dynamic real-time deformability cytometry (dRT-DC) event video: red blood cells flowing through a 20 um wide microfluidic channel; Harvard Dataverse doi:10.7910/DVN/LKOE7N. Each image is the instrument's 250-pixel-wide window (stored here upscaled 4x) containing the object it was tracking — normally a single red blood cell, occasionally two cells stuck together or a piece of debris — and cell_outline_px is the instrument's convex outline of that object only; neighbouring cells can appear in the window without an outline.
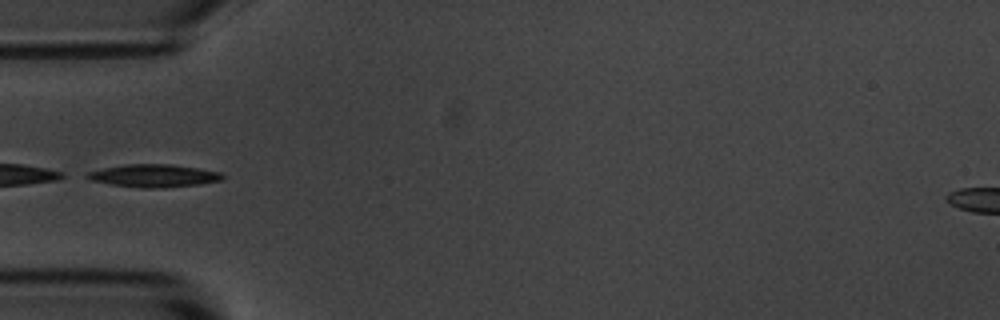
{"species": "common noctule bat (a hibernating species)", "species_latin": "Nyctalus noctula", "temperature_condition": "room temperature", "stored_images_in_passage": 4, "camera_frame_rate_fps": 3000, "um_per_image_px": 0.085, "animal": {"sex": "male", "body_mass_g": 20.1, "forearm_length_mm": 53.5}, "frame": {"image": 1, "passage_image": 4, "time_ms": 3.333, "image_size_px": [1000, 320], "cell_outline_px": [[224, 176], [220, 180], [200, 184], [164, 188], [140, 188], [112, 184], [92, 180], [84, 176], [88, 172], [104, 168], [128, 164], [172, 164], [220, 172]], "centroid_in_image_um": [13.07, 14.94], "position_along_channel_um": 71.9, "area_um2": 17.74}}